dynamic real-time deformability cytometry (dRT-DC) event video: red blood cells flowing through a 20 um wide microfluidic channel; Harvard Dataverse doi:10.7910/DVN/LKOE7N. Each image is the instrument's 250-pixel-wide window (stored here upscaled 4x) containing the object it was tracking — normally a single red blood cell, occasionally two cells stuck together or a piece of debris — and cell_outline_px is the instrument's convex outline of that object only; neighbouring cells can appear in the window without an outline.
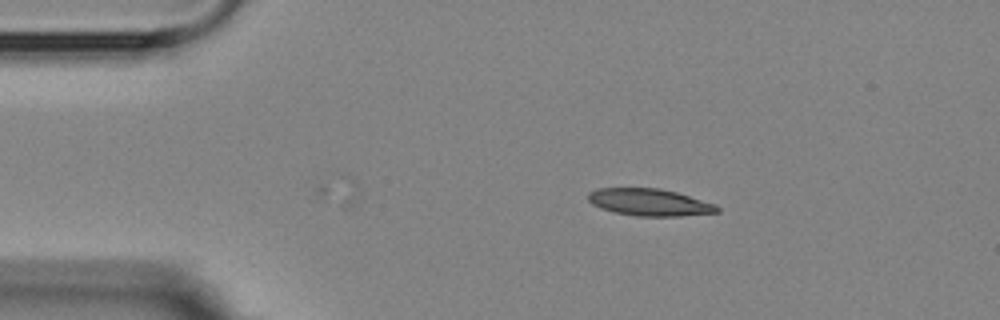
{"species": "Egyptian fruit bat (a non-hibernating species)", "species_latin": "Rousettus aegyptiacus", "temperature_condition": "room temperature", "stored_images_in_passage": 6, "camera_frame_rate_fps": 3000, "um_per_image_px": 0.085, "animal": {"sex": "female"}, "frame": {"image": 1, "passage_image": 1, "time_ms": 0.0, "image_size_px": [1000, 320], "cell_outline_px": [[720, 212], [680, 216], [636, 216], [616, 212], [600, 208], [592, 204], [588, 200], [588, 192], [596, 188], [660, 188], [676, 192], [716, 204], [720, 208]], "centroid_in_image_um": [55.21, 17.19], "position_along_channel_um": 29.8, "area_um2": 20.4}}
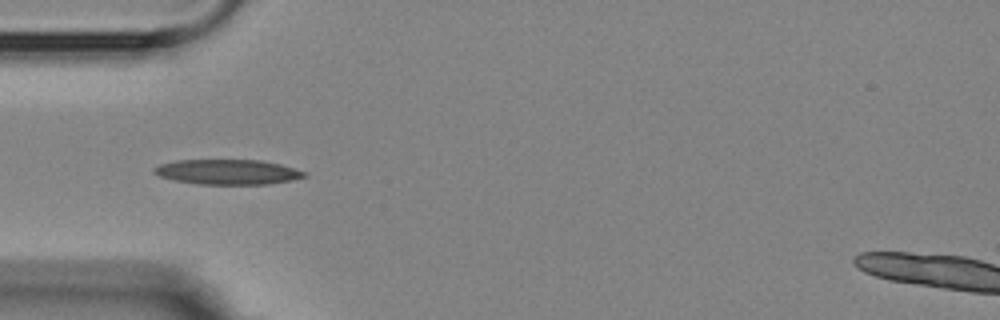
{"frame": {"image": 2, "passage_image": 3, "time_ms": 2.333, "image_size_px": [1000, 320], "cell_outline_px": [[308, 176], [268, 184], [196, 184], [176, 180], [160, 176], [152, 172], [152, 168], [160, 164], [176, 160], [260, 160], [280, 164], [308, 172]], "centroid_in_image_um": [19.34, 14.61], "position_along_channel_um": 65.7, "area_um2": 21.85}}
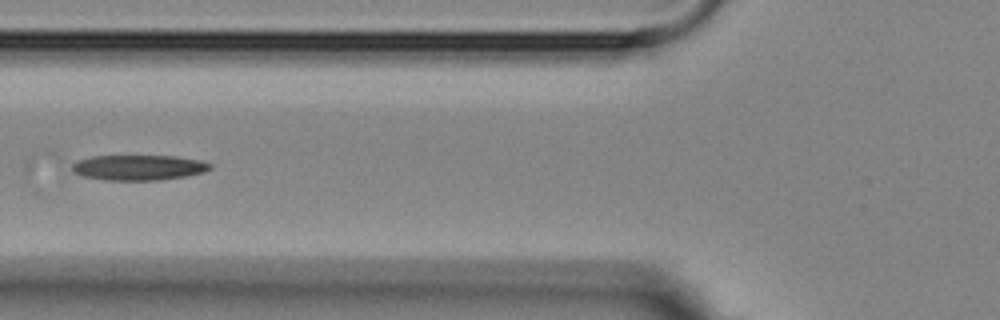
{"frame": {"image": 3, "passage_image": 4, "time_ms": 3.667, "image_size_px": [1000, 320], "cell_outline_px": [[212, 168], [204, 172], [184, 176], [160, 180], [104, 180], [84, 176], [72, 172], [72, 164], [76, 160], [92, 156], [176, 156], [200, 160], [212, 164]], "centroid_in_image_um": [11.77, 14.24], "position_along_channel_um": 114.0, "area_um2": 20.4}}